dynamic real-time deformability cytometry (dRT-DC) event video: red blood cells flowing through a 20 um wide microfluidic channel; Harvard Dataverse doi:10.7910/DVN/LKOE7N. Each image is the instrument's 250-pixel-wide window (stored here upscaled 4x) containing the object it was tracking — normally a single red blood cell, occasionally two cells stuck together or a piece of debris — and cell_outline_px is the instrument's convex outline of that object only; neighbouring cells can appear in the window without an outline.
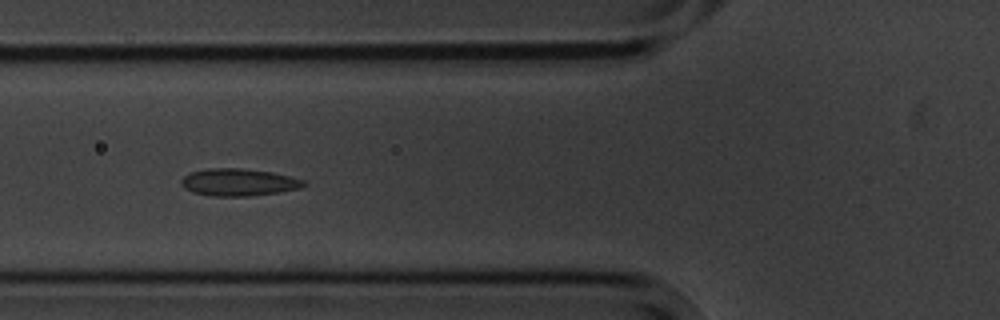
{"species": "common noctule bat (a hibernating species)", "species_latin": "Nyctalus noctula", "temperature_condition": "cold", "stored_images_in_passage": 6, "camera_frame_rate_fps": 3000, "um_per_image_px": 0.085, "animal": {"sex": "male", "body_mass_g": 20.1, "forearm_length_mm": 53.5}, "frame": {"image": 1, "passage_image": 5, "time_ms": 5.0, "image_size_px": [1000, 320], "cell_outline_px": [[308, 184], [300, 188], [280, 192], [248, 196], [212, 196], [192, 192], [184, 188], [180, 184], [180, 180], [188, 172], [208, 168], [244, 168], [272, 172], [304, 180]], "centroid_in_image_um": [20.25, 15.49], "position_along_channel_um": 105.6, "area_um2": 19.65}}
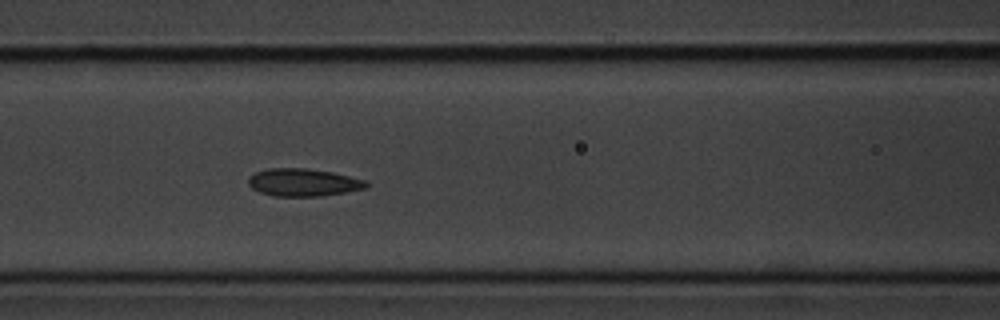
{"frame": {"image": 2, "passage_image": 6, "time_ms": 6.0, "image_size_px": [1000, 320], "cell_outline_px": [[368, 188], [348, 192], [320, 196], [272, 196], [260, 192], [252, 188], [248, 184], [248, 176], [256, 172], [268, 168], [308, 168], [332, 172], [368, 180]], "centroid_in_image_um": [25.8, 15.5], "position_along_channel_um": 140.8, "area_um2": 19.25}}